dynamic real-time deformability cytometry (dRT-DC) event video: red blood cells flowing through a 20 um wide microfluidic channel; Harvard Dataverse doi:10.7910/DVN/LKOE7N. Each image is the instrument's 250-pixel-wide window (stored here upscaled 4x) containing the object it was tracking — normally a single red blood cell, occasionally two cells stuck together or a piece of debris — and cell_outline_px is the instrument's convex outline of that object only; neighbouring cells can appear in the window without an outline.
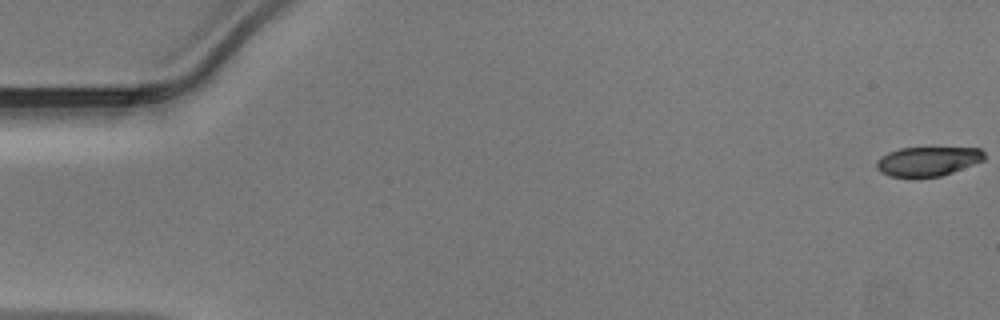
{"species": "Egyptian fruit bat (a non-hibernating species)", "species_latin": "Rousettus aegyptiacus", "temperature_condition": "warm", "stored_images_in_passage": 12, "camera_frame_rate_fps": 3000, "um_per_image_px": 0.085, "animal": {"sex": "male"}, "frame": {"image": 1, "passage_image": 1, "time_ms": 0.0, "image_size_px": [1000, 320], "cell_outline_px": [[984, 160], [952, 172], [940, 176], [888, 176], [880, 172], [876, 168], [876, 160], [880, 156], [888, 152], [900, 148], [980, 148], [984, 152]], "centroid_in_image_um": [78.82, 13.7], "position_along_channel_um": 6.2, "area_um2": 18.21}}